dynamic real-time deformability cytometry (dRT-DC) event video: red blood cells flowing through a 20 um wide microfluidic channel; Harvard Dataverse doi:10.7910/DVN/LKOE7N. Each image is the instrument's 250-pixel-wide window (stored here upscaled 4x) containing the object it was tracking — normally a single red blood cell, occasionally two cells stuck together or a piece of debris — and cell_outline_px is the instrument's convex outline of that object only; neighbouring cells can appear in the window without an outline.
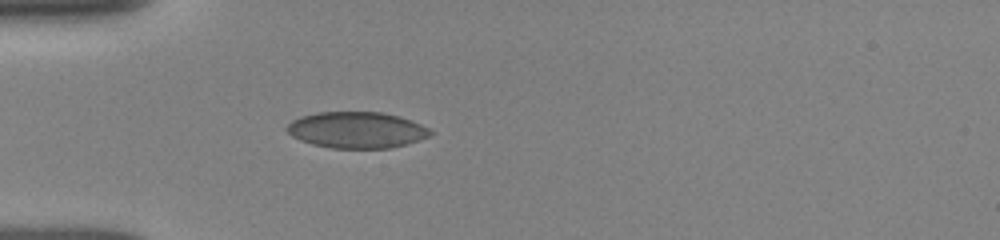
{"species": "human", "species_latin": "Homo sapiens", "temperature_condition": "room temperature", "stored_images_in_passage": 5, "camera_frame_rate_fps": 3000, "um_per_image_px": 0.085, "donor": {"sex": "female"}, "frame": {"image": 1, "passage_image": 5, "time_ms": 4.667, "image_size_px": [1000, 240], "cell_outline_px": [[432, 136], [420, 140], [388, 148], [332, 148], [312, 144], [300, 140], [292, 136], [284, 128], [292, 120], [300, 116], [316, 112], [380, 112], [400, 116], [420, 124], [428, 128], [432, 132]], "centroid_in_image_um": [30.3, 11.04], "position_along_channel_um": 54.7, "area_um2": 30.35}}